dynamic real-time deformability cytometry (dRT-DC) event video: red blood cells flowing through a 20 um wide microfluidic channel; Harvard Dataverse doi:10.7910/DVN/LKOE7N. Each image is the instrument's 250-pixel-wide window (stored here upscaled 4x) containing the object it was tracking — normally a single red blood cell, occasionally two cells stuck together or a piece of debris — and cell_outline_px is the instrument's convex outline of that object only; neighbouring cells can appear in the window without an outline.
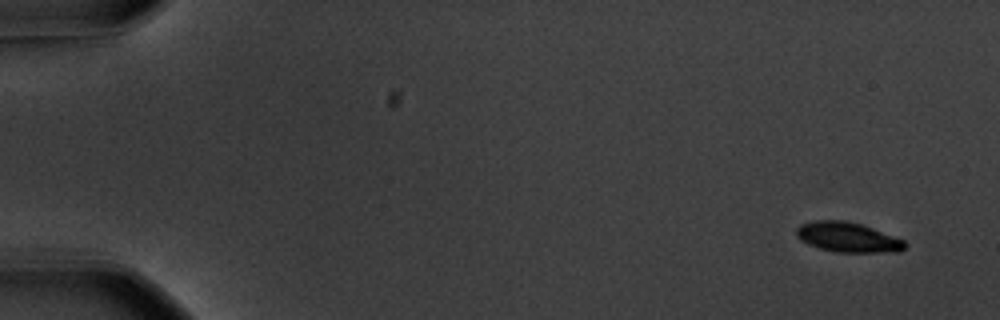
{"species": "common noctule bat (a hibernating species)", "species_latin": "Nyctalus noctula", "temperature_condition": "warm", "stored_images_in_passage": 54, "camera_frame_rate_fps": 3000, "um_per_image_px": 0.085, "animal": {"sex": "male", "body_mass_g": 20.1, "forearm_length_mm": 53.5}, "frame": {"image": 1, "passage_image": 1, "time_ms": 0.0, "image_size_px": [1000, 320], "cell_outline_px": [[908, 244], [900, 252], [836, 252], [820, 248], [808, 244], [800, 240], [796, 236], [796, 228], [800, 224], [812, 220], [844, 220], [860, 224], [872, 228], [904, 240]], "centroid_in_image_um": [72.04, 20.16], "position_along_channel_um": 13.0, "area_um2": 18.96}}
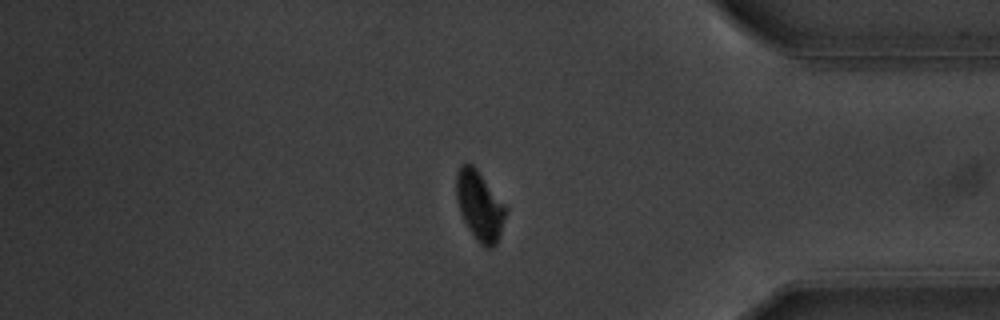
{"frame": {"image": 2, "passage_image": 46, "time_ms": 15.0, "image_size_px": [1000, 320], "cell_outline_px": [[508, 212], [500, 236], [496, 244], [492, 248], [484, 248], [476, 240], [468, 228], [460, 212], [456, 200], [456, 172], [460, 164], [472, 164], [476, 168], [508, 208]], "centroid_in_image_um": [40.78, 17.51], "position_along_channel_um": 394.4, "area_um2": 20.29}}
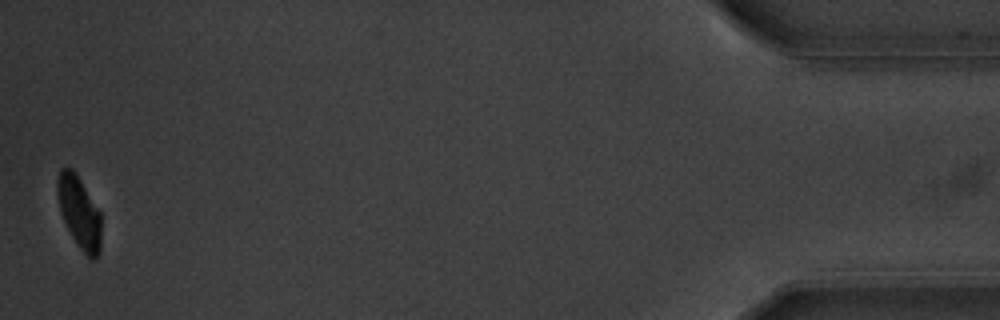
{"frame": {"image": 3, "passage_image": 54, "time_ms": 17.667, "image_size_px": [1000, 320], "cell_outline_px": [[100, 252], [96, 260], [92, 260], [80, 248], [72, 236], [60, 212], [56, 188], [56, 180], [60, 168], [72, 168], [80, 180], [100, 212]], "centroid_in_image_um": [6.72, 18.04], "position_along_channel_um": 428.5, "area_um2": 18.15}, "authors_computed_cell_mechanics": {"area_um2": 20.3167, "velocity_mm_per_s": 3.6178, "shape_relaxation_time_tau1_ms": 2.0175, "shape_relaxation_time_tau2_ms": 5.2897, "deformation_change_tau1": 0.142, "deformation_change_tau2": 0.0504}}